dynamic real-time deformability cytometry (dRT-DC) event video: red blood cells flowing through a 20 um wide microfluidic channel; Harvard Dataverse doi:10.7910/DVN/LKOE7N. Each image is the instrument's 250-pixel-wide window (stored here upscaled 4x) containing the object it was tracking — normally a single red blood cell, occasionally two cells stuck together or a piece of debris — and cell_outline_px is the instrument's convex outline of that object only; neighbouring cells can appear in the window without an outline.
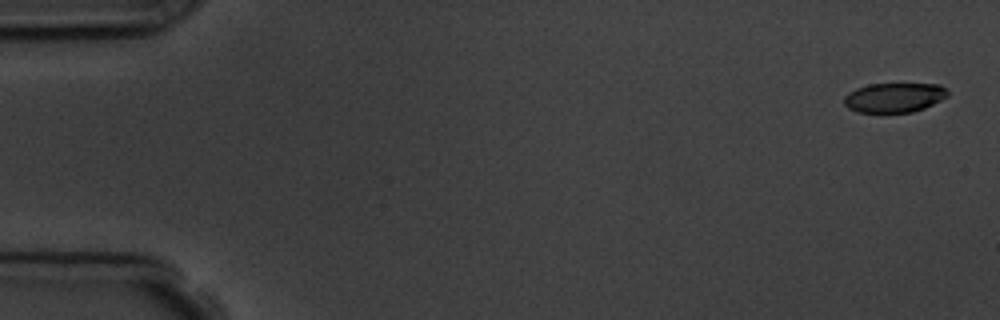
{"species": "common noctule bat (a hibernating species)", "species_latin": "Nyctalus noctula", "temperature_condition": "room temperature", "stored_images_in_passage": 4, "camera_frame_rate_fps": 3000, "um_per_image_px": 0.085, "animal": {"sex": "male", "body_mass_g": 19.5, "forearm_length_mm": 54.6}, "frame": {"image": 1, "passage_image": 1, "time_ms": 0.0, "image_size_px": [1000, 320], "cell_outline_px": [[948, 96], [924, 108], [912, 112], [856, 112], [848, 108], [844, 104], [844, 96], [848, 92], [856, 88], [868, 84], [940, 84], [948, 92]], "centroid_in_image_um": [75.97, 8.29], "position_along_channel_um": 9.0, "area_um2": 17.8}}